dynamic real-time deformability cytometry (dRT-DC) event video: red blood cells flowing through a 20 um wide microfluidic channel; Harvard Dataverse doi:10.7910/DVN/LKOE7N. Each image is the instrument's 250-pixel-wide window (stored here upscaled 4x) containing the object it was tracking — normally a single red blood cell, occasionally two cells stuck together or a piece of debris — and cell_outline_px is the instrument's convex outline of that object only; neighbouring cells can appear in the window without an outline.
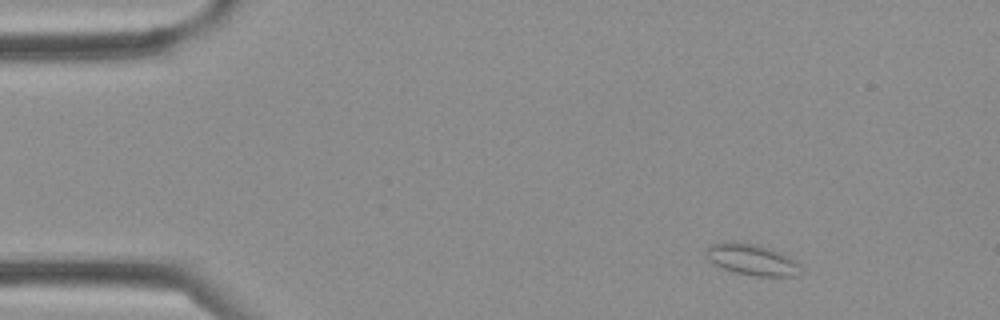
{"species": "Egyptian fruit bat (a non-hibernating species)", "species_latin": "Rousettus aegyptiacus", "temperature_condition": "cold", "stored_images_in_passage": 33, "camera_frame_rate_fps": 3000, "um_per_image_px": 0.085, "frame": {"image": 1, "passage_image": 1, "time_ms": 0.0, "image_size_px": [1000, 320], "cell_outline_px": [[796, 276], [756, 276], [736, 272], [724, 268], [708, 260], [704, 256], [704, 252], [712, 244], [736, 240], [756, 244], [780, 252], [788, 256], [796, 264]], "centroid_in_image_um": [63.8, 22.03], "position_along_channel_um": 21.2, "area_um2": 16.76}}
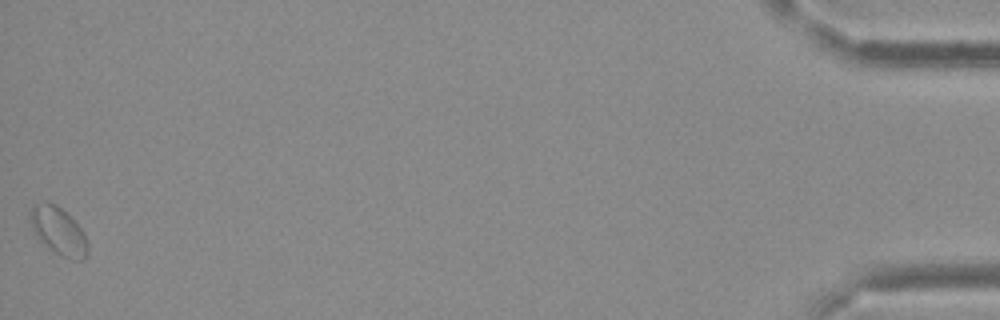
{"frame": {"image": 2, "passage_image": 33, "time_ms": 10.667, "image_size_px": [1000, 320], "cell_outline_px": [[88, 252], [84, 260], [72, 260], [60, 256], [48, 248], [36, 236], [28, 220], [28, 212], [32, 204], [48, 200], [56, 204], [84, 232], [88, 244]], "centroid_in_image_um": [4.92, 19.62], "position_along_channel_um": 430.3, "area_um2": 16.3}}